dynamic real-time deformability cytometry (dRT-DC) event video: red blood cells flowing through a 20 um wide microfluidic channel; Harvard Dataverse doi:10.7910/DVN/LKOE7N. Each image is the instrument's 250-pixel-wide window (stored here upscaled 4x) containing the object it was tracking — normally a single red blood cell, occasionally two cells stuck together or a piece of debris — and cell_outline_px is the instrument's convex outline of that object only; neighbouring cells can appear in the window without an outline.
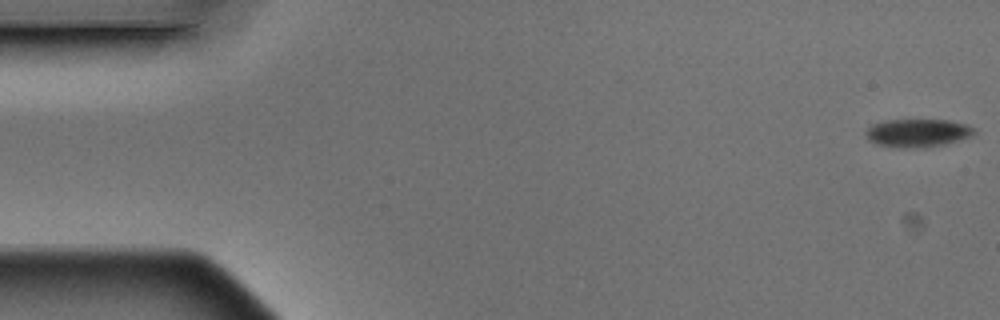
{"species": "Egyptian fruit bat (a non-hibernating species)", "species_latin": "Rousettus aegyptiacus", "temperature_condition": "warm", "stored_images_in_passage": 5, "camera_frame_rate_fps": 3000, "um_per_image_px": 0.085, "animal": {"sex": "male"}, "frame": {"image": 1, "passage_image": 1, "time_ms": 0.0, "image_size_px": [1000, 320], "cell_outline_px": [[976, 132], [972, 136], [944, 144], [924, 148], [900, 148], [876, 144], [868, 140], [864, 132], [872, 124], [888, 120], [948, 120], [968, 124], [976, 128]], "centroid_in_image_um": [78.01, 11.3], "position_along_channel_um": 7.0, "area_um2": 17.98}}
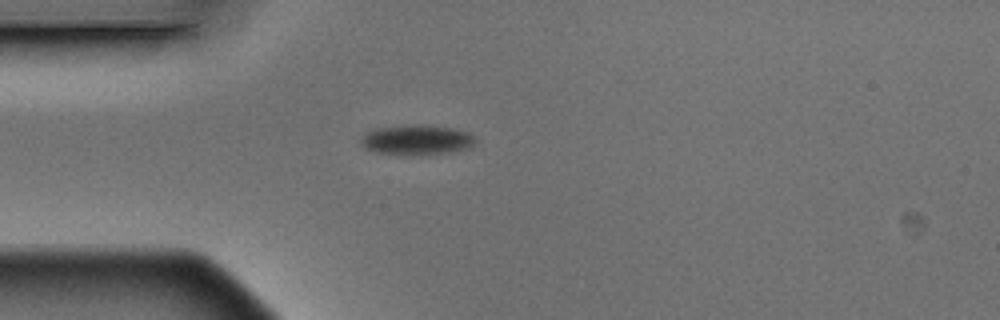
{"frame": {"image": 2, "passage_image": 5, "time_ms": 1.333, "image_size_px": [1000, 320], "cell_outline_px": [[476, 140], [472, 148], [452, 152], [376, 152], [364, 148], [360, 144], [360, 140], [368, 132], [376, 128], [416, 124], [420, 124], [452, 128], [468, 132], [476, 136]], "centroid_in_image_um": [35.49, 11.84], "position_along_channel_um": 49.5, "area_um2": 19.25}}